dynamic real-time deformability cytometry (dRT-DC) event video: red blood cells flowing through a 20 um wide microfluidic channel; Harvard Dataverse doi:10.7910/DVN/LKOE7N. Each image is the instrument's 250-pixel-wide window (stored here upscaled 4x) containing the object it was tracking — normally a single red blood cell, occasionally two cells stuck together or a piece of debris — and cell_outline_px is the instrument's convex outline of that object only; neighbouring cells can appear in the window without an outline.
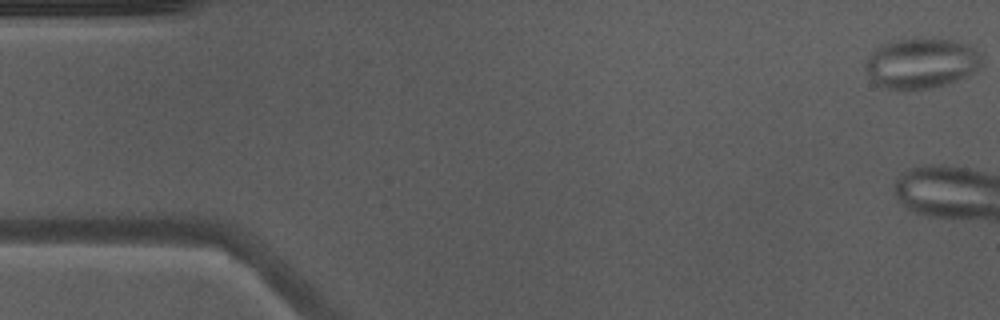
{"species": "Egyptian fruit bat (a non-hibernating species)", "species_latin": "Rousettus aegyptiacus", "temperature_condition": "warm", "stored_images_in_passage": 6, "camera_frame_rate_fps": 3000, "um_per_image_px": 0.085, "animal": {"sex": "male"}, "frame": {"image": 1, "passage_image": 1, "time_ms": 0.0, "image_size_px": [1000, 320], "cell_outline_px": [[980, 64], [976, 68], [964, 76], [944, 84], [924, 88], [888, 88], [876, 84], [872, 80], [864, 68], [864, 64], [868, 56], [876, 48], [884, 44], [916, 36], [952, 40], [968, 44], [976, 48], [980, 52]], "centroid_in_image_um": [78.27, 5.32], "position_along_channel_um": 6.7, "area_um2": 33.64}}